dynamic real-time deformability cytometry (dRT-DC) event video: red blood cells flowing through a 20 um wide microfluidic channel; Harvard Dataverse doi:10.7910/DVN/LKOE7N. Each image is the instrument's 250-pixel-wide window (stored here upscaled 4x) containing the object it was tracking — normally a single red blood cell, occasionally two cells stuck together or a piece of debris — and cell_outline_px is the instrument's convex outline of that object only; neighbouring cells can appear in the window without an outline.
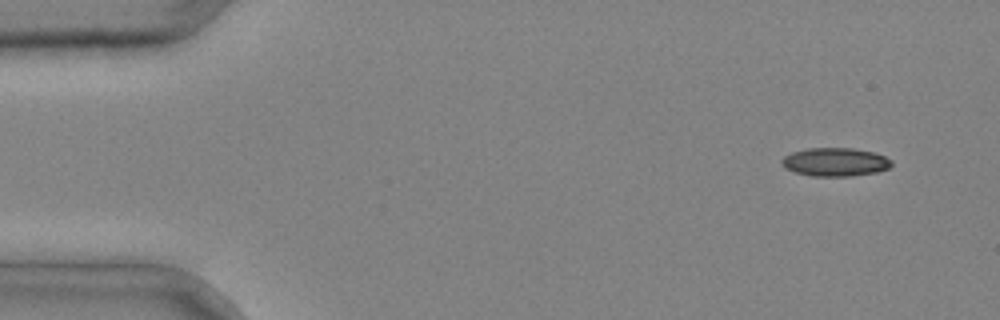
{"species": "common noctule bat (a hibernating species)", "species_latin": "Nyctalus noctula", "temperature_condition": "cold", "stored_images_in_passage": 4, "camera_frame_rate_fps": 3000, "um_per_image_px": 0.085, "animal": {"sex": "male", "body_mass_g": 20.4}, "frame": {"image": 1, "passage_image": 1, "time_ms": 0.0, "image_size_px": [1000, 320], "cell_outline_px": [[892, 164], [888, 168], [876, 172], [852, 176], [812, 176], [796, 172], [784, 168], [780, 164], [780, 160], [784, 156], [792, 152], [808, 148], [852, 148], [872, 152], [884, 156], [892, 160]], "centroid_in_image_um": [70.95, 13.77], "position_along_channel_um": 14.0, "area_um2": 18.21}}